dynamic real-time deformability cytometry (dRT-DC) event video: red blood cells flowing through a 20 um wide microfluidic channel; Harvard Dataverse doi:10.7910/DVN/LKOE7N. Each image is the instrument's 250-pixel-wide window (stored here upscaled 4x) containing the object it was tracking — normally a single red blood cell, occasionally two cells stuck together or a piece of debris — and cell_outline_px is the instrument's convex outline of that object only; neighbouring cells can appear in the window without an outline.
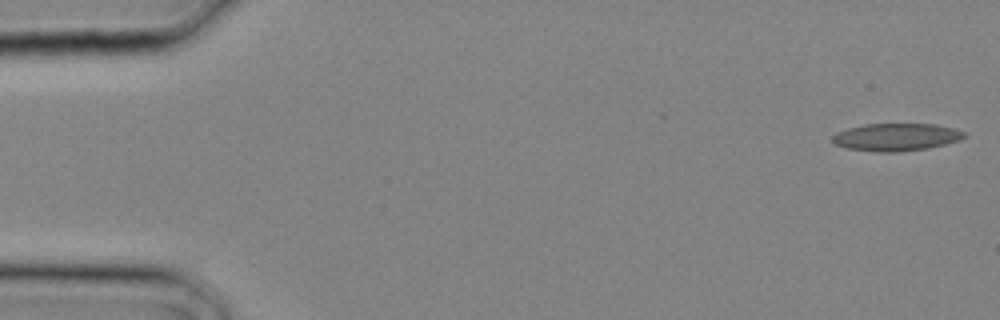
{"species": "common noctule bat (a hibernating species)", "species_latin": "Nyctalus noctula", "temperature_condition": "cold", "stored_images_in_passage": 3, "camera_frame_rate_fps": 3000, "um_per_image_px": 0.085, "animal": {"sex": "male", "body_mass_g": 20.4}, "frame": {"image": 1, "passage_image": 1, "time_ms": 0.0, "image_size_px": [1000, 320], "cell_outline_px": [[968, 136], [960, 140], [928, 148], [900, 152], [876, 152], [848, 148], [836, 144], [832, 140], [832, 136], [836, 132], [848, 128], [864, 124], [936, 124], [956, 128], [964, 132]], "centroid_in_image_um": [76.21, 11.65], "position_along_channel_um": 8.8, "area_um2": 21.27}}
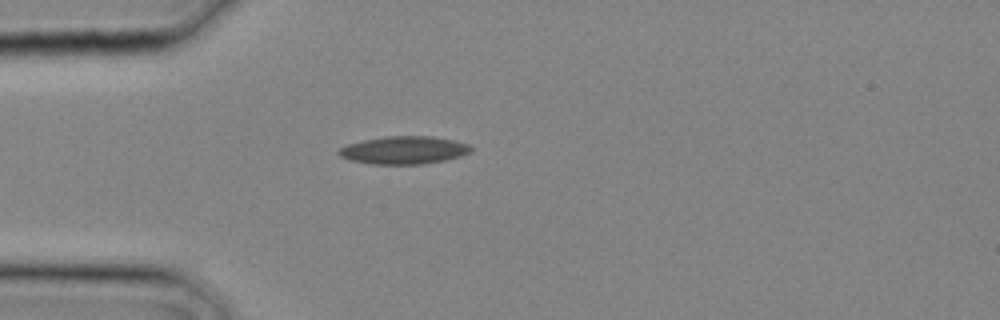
{"frame": {"image": 2, "passage_image": 3, "time_ms": 0.667, "image_size_px": [1000, 320], "cell_outline_px": [[472, 152], [460, 156], [444, 160], [424, 164], [372, 164], [348, 160], [340, 156], [336, 152], [340, 148], [348, 144], [364, 140], [384, 136], [432, 136], [456, 140], [468, 144], [472, 148]], "centroid_in_image_um": [34.34, 12.76], "position_along_channel_um": 50.7, "area_um2": 21.56}}